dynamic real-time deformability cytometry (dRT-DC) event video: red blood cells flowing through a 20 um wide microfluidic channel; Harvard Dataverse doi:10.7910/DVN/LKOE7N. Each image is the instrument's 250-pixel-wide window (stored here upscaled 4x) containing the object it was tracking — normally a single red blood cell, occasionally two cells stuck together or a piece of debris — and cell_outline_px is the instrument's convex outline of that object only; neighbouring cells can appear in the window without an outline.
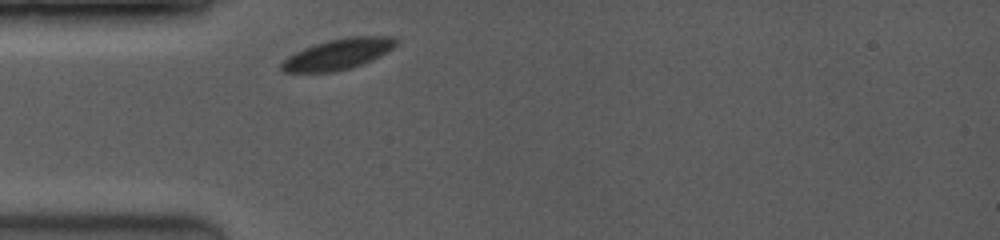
{"species": "common noctule bat (a hibernating species)", "species_latin": "Nyctalus noctula", "temperature_condition": "room temperature", "stored_images_in_passage": 4, "camera_frame_rate_fps": 3500, "um_per_image_px": 0.085, "animal": {"sex": "female", "body_mass_g": 19.0, "forearm_length_mm": 53.3}, "frame": {"image": 1, "passage_image": 1, "time_ms": 0.0, "image_size_px": [1000, 240], "cell_outline_px": [[396, 44], [392, 48], [360, 64], [348, 68], [332, 72], [284, 72], [280, 68], [280, 64], [288, 56], [304, 48], [328, 40], [348, 36], [396, 36]], "centroid_in_image_um": [28.68, 4.59], "position_along_channel_um": 56.3, "area_um2": 20.0}}
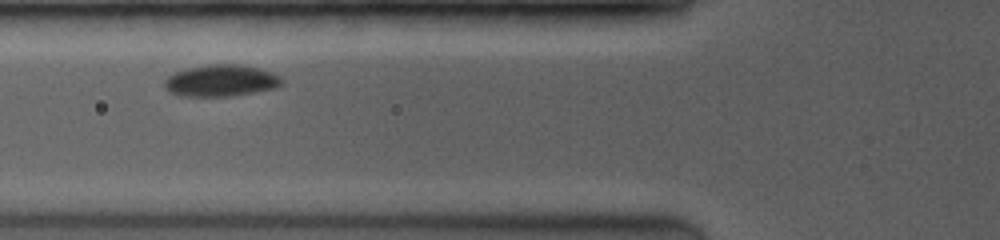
{"frame": {"image": 2, "passage_image": 3, "time_ms": 1.429, "image_size_px": [1000, 240], "cell_outline_px": [[284, 80], [276, 88], [232, 96], [180, 96], [172, 92], [164, 84], [164, 80], [172, 72], [188, 68], [208, 64], [240, 64], [260, 68], [272, 72], [280, 76]], "centroid_in_image_um": [18.8, 6.84], "position_along_channel_um": 107.0, "area_um2": 21.73}}